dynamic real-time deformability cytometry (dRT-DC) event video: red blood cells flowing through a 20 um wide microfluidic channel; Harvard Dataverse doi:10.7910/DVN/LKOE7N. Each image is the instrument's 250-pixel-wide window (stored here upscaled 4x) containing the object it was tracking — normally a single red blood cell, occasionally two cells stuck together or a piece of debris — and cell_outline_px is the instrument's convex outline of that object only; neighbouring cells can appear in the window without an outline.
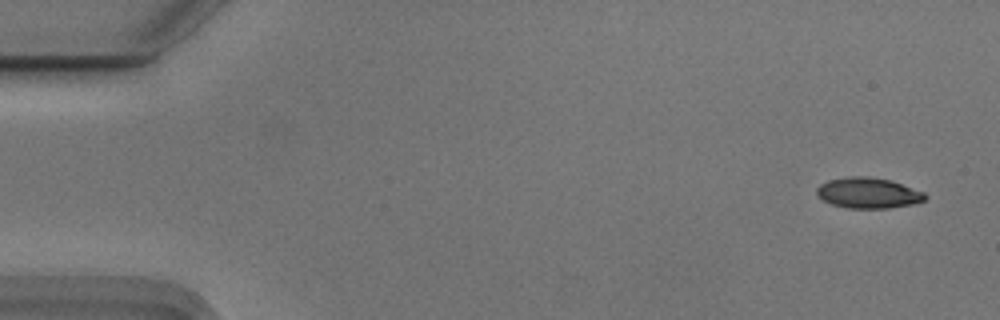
{"species": "Egyptian fruit bat (a non-hibernating species)", "species_latin": "Rousettus aegyptiacus", "temperature_condition": "cold", "stored_images_in_passage": 15, "camera_frame_rate_fps": 3000, "um_per_image_px": 0.085, "animal": {"sex": "male"}, "frame": {"image": 1, "passage_image": 1, "time_ms": 0.0, "image_size_px": [1000, 320], "cell_outline_px": [[928, 196], [924, 200], [916, 204], [888, 208], [848, 208], [832, 204], [816, 196], [816, 188], [820, 184], [828, 180], [848, 176], [868, 176], [892, 180], [924, 192]], "centroid_in_image_um": [73.81, 16.39], "position_along_channel_um": 11.2, "area_um2": 19.59}}